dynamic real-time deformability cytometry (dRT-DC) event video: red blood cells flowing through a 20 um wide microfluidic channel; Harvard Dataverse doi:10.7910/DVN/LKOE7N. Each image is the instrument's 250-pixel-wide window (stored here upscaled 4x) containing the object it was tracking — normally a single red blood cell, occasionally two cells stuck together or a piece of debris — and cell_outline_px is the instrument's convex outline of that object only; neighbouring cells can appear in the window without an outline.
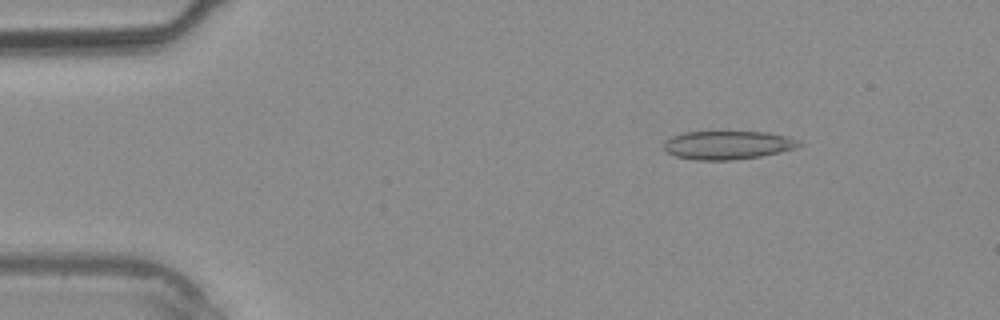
{"species": "common noctule bat (a hibernating species)", "species_latin": "Nyctalus noctula", "temperature_condition": "warm", "stored_images_in_passage": 13, "camera_frame_rate_fps": 3000, "um_per_image_px": 0.085, "animal": {"sex": "male", "body_mass_g": 20.4}, "frame": {"image": 1, "passage_image": 6, "time_ms": 1.667, "image_size_px": [1000, 320], "cell_outline_px": [[800, 144], [796, 148], [780, 152], [760, 156], [732, 160], [696, 160], [676, 156], [668, 152], [664, 148], [664, 140], [672, 136], [684, 132], [768, 132], [784, 136], [796, 140]], "centroid_in_image_um": [61.81, 12.33], "position_along_channel_um": 23.2, "area_um2": 22.2}}